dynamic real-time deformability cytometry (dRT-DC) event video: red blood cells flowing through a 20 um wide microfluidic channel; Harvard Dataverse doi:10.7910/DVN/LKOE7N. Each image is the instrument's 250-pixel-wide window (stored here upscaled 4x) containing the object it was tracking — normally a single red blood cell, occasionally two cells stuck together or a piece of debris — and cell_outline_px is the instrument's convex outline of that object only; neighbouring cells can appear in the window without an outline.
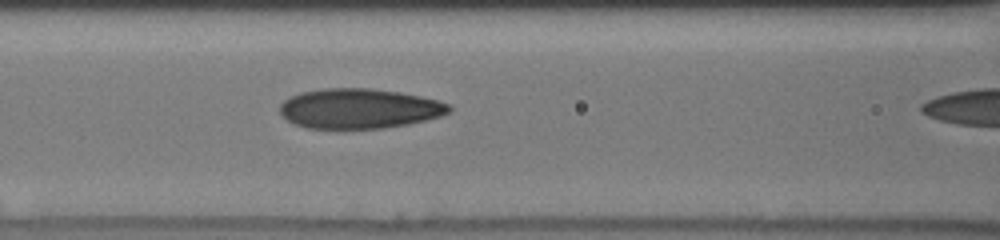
{"species": "human", "species_latin": "Homo sapiens", "temperature_condition": "cold", "stored_images_in_passage": 28, "camera_frame_rate_fps": 3000, "um_per_image_px": 0.085, "donor": {"sex": "male"}, "frame": {"image": 1, "passage_image": 26, "time_ms": 7.0, "image_size_px": [1000, 240], "cell_outline_px": [[452, 112], [440, 116], [408, 124], [384, 128], [308, 128], [296, 124], [288, 120], [280, 112], [280, 104], [288, 96], [300, 92], [324, 88], [368, 88], [400, 92], [420, 96], [452, 104]], "centroid_in_image_um": [30.55, 9.22], "position_along_channel_um": 136.1, "area_um2": 39.42}}